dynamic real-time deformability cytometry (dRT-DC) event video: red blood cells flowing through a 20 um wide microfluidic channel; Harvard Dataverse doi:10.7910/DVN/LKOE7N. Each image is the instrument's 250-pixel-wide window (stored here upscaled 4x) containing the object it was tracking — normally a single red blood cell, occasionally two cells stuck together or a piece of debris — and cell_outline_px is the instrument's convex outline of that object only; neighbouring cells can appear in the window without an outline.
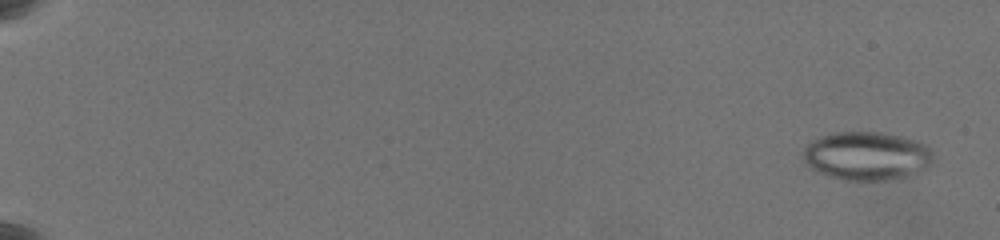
{"species": "common noctule bat (a hibernating species)", "species_latin": "Nyctalus noctula", "temperature_condition": "warm", "stored_images_in_passage": 20, "camera_frame_rate_fps": 3000, "um_per_image_px": 0.085, "animal": {"sex": "female", "body_mass_g": 19.5, "forearm_length_mm": 54.1}, "frame": {"image": 1, "passage_image": 2, "time_ms": 0.333, "image_size_px": [1000, 240], "cell_outline_px": [[932, 160], [924, 168], [904, 176], [888, 180], [840, 180], [828, 176], [812, 168], [804, 160], [804, 148], [812, 140], [820, 136], [836, 132], [880, 132], [900, 136], [916, 140], [924, 144], [932, 152]], "centroid_in_image_um": [73.63, 13.24], "position_along_channel_um": 11.4, "area_um2": 36.3}}
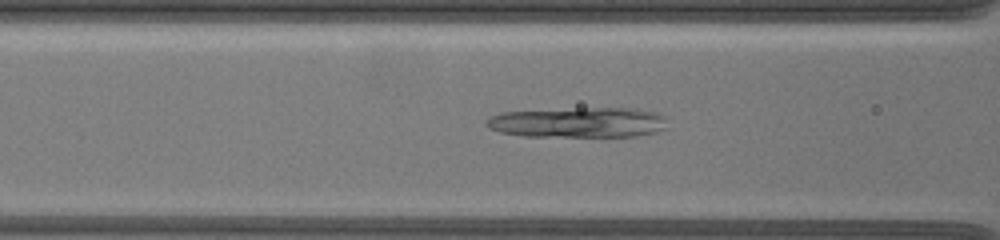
{"frame": {"image": 2, "passage_image": 17, "time_ms": 5.333, "image_size_px": [1000, 240], "cell_outline_px": [[668, 128], [656, 132], [636, 136], [524, 136], [500, 132], [488, 128], [484, 124], [484, 120], [488, 116], [500, 112], [580, 108], [632, 108], [656, 112], [668, 116]], "centroid_in_image_um": [49.18, 10.4], "position_along_channel_um": 117.4, "area_um2": 32.43}}
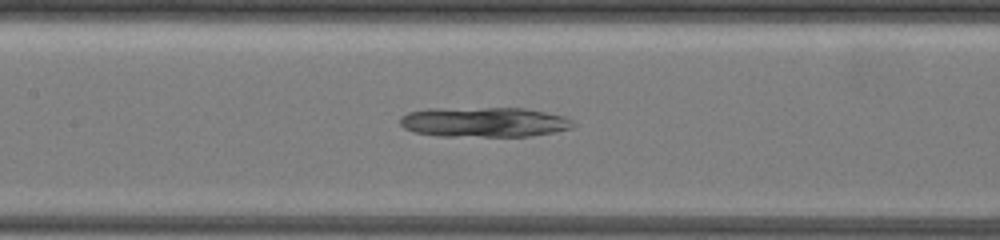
{"frame": {"image": 3, "passage_image": 20, "time_ms": 6.333, "image_size_px": [1000, 240], "cell_outline_px": [[576, 124], [572, 128], [552, 132], [528, 136], [440, 136], [416, 132], [404, 128], [400, 124], [400, 116], [408, 112], [428, 108], [524, 108], [564, 116], [572, 120]], "centroid_in_image_um": [41.13, 10.37], "position_along_channel_um": 166.3, "area_um2": 30.17}}